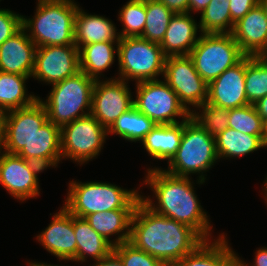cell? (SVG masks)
<instances>
[{
	"label": "cell",
	"mask_w": 267,
	"mask_h": 266,
	"mask_svg": "<svg viewBox=\"0 0 267 266\" xmlns=\"http://www.w3.org/2000/svg\"><path fill=\"white\" fill-rule=\"evenodd\" d=\"M203 241L190 226L155 213L142 200L137 204L129 242L165 266H174Z\"/></svg>",
	"instance_id": "cell-1"
},
{
	"label": "cell",
	"mask_w": 267,
	"mask_h": 266,
	"mask_svg": "<svg viewBox=\"0 0 267 266\" xmlns=\"http://www.w3.org/2000/svg\"><path fill=\"white\" fill-rule=\"evenodd\" d=\"M147 172L145 184L150 185L158 202L154 204L149 196H141V200L155 213L184 223L204 240H210L212 227L190 177L175 176L160 168H150Z\"/></svg>",
	"instance_id": "cell-2"
},
{
	"label": "cell",
	"mask_w": 267,
	"mask_h": 266,
	"mask_svg": "<svg viewBox=\"0 0 267 266\" xmlns=\"http://www.w3.org/2000/svg\"><path fill=\"white\" fill-rule=\"evenodd\" d=\"M74 0H38L32 19L22 16V28L37 47L75 45L78 5ZM28 30V31H27Z\"/></svg>",
	"instance_id": "cell-3"
},
{
	"label": "cell",
	"mask_w": 267,
	"mask_h": 266,
	"mask_svg": "<svg viewBox=\"0 0 267 266\" xmlns=\"http://www.w3.org/2000/svg\"><path fill=\"white\" fill-rule=\"evenodd\" d=\"M68 190L63 207L79 218L114 209H135L141 200V195L137 190L128 191L104 182L71 181Z\"/></svg>",
	"instance_id": "cell-4"
},
{
	"label": "cell",
	"mask_w": 267,
	"mask_h": 266,
	"mask_svg": "<svg viewBox=\"0 0 267 266\" xmlns=\"http://www.w3.org/2000/svg\"><path fill=\"white\" fill-rule=\"evenodd\" d=\"M95 81L79 71L52 85L53 88L46 101L38 98L46 109L48 120L61 128L76 119L89 115Z\"/></svg>",
	"instance_id": "cell-5"
},
{
	"label": "cell",
	"mask_w": 267,
	"mask_h": 266,
	"mask_svg": "<svg viewBox=\"0 0 267 266\" xmlns=\"http://www.w3.org/2000/svg\"><path fill=\"white\" fill-rule=\"evenodd\" d=\"M215 137L204 130L190 117L184 121L183 135L176 154L168 162L166 172L189 177L191 173H199L198 183L205 182L204 172L208 171L218 160ZM201 172V173H200Z\"/></svg>",
	"instance_id": "cell-6"
},
{
	"label": "cell",
	"mask_w": 267,
	"mask_h": 266,
	"mask_svg": "<svg viewBox=\"0 0 267 266\" xmlns=\"http://www.w3.org/2000/svg\"><path fill=\"white\" fill-rule=\"evenodd\" d=\"M118 79H134L136 83L157 80L164 73L166 56L160 44L153 43L141 37L119 38L118 44Z\"/></svg>",
	"instance_id": "cell-7"
},
{
	"label": "cell",
	"mask_w": 267,
	"mask_h": 266,
	"mask_svg": "<svg viewBox=\"0 0 267 266\" xmlns=\"http://www.w3.org/2000/svg\"><path fill=\"white\" fill-rule=\"evenodd\" d=\"M189 56L198 74L209 84L246 55L231 33H201Z\"/></svg>",
	"instance_id": "cell-8"
},
{
	"label": "cell",
	"mask_w": 267,
	"mask_h": 266,
	"mask_svg": "<svg viewBox=\"0 0 267 266\" xmlns=\"http://www.w3.org/2000/svg\"><path fill=\"white\" fill-rule=\"evenodd\" d=\"M134 107L156 124L179 123L191 117V112L179 101L178 95L162 80H150L136 83Z\"/></svg>",
	"instance_id": "cell-9"
},
{
	"label": "cell",
	"mask_w": 267,
	"mask_h": 266,
	"mask_svg": "<svg viewBox=\"0 0 267 266\" xmlns=\"http://www.w3.org/2000/svg\"><path fill=\"white\" fill-rule=\"evenodd\" d=\"M60 135L62 159L84 164L99 155L108 130L89 114L62 126Z\"/></svg>",
	"instance_id": "cell-10"
},
{
	"label": "cell",
	"mask_w": 267,
	"mask_h": 266,
	"mask_svg": "<svg viewBox=\"0 0 267 266\" xmlns=\"http://www.w3.org/2000/svg\"><path fill=\"white\" fill-rule=\"evenodd\" d=\"M162 77L188 111L192 112L189 105L199 107L207 102L208 84L196 71L189 55L166 57Z\"/></svg>",
	"instance_id": "cell-11"
},
{
	"label": "cell",
	"mask_w": 267,
	"mask_h": 266,
	"mask_svg": "<svg viewBox=\"0 0 267 266\" xmlns=\"http://www.w3.org/2000/svg\"><path fill=\"white\" fill-rule=\"evenodd\" d=\"M131 92L125 80L115 77L109 80H96L91 102V112L107 130L126 111L134 106Z\"/></svg>",
	"instance_id": "cell-12"
},
{
	"label": "cell",
	"mask_w": 267,
	"mask_h": 266,
	"mask_svg": "<svg viewBox=\"0 0 267 266\" xmlns=\"http://www.w3.org/2000/svg\"><path fill=\"white\" fill-rule=\"evenodd\" d=\"M44 170L40 165L17 154L0 150V184L22 202L40 194L37 174Z\"/></svg>",
	"instance_id": "cell-13"
},
{
	"label": "cell",
	"mask_w": 267,
	"mask_h": 266,
	"mask_svg": "<svg viewBox=\"0 0 267 266\" xmlns=\"http://www.w3.org/2000/svg\"><path fill=\"white\" fill-rule=\"evenodd\" d=\"M76 45L37 47L33 78L54 85L79 72Z\"/></svg>",
	"instance_id": "cell-14"
},
{
	"label": "cell",
	"mask_w": 267,
	"mask_h": 266,
	"mask_svg": "<svg viewBox=\"0 0 267 266\" xmlns=\"http://www.w3.org/2000/svg\"><path fill=\"white\" fill-rule=\"evenodd\" d=\"M47 120L46 109L39 99L30 106L8 111L3 151L18 154Z\"/></svg>",
	"instance_id": "cell-15"
},
{
	"label": "cell",
	"mask_w": 267,
	"mask_h": 266,
	"mask_svg": "<svg viewBox=\"0 0 267 266\" xmlns=\"http://www.w3.org/2000/svg\"><path fill=\"white\" fill-rule=\"evenodd\" d=\"M246 56L235 66L226 69L208 84L209 103L225 109L249 104L245 89Z\"/></svg>",
	"instance_id": "cell-16"
},
{
	"label": "cell",
	"mask_w": 267,
	"mask_h": 266,
	"mask_svg": "<svg viewBox=\"0 0 267 266\" xmlns=\"http://www.w3.org/2000/svg\"><path fill=\"white\" fill-rule=\"evenodd\" d=\"M52 218L49 226L37 236V240L59 260H72L77 253L73 215L63 207Z\"/></svg>",
	"instance_id": "cell-17"
},
{
	"label": "cell",
	"mask_w": 267,
	"mask_h": 266,
	"mask_svg": "<svg viewBox=\"0 0 267 266\" xmlns=\"http://www.w3.org/2000/svg\"><path fill=\"white\" fill-rule=\"evenodd\" d=\"M231 34L246 56H260L267 49V16L260 4L234 24Z\"/></svg>",
	"instance_id": "cell-18"
},
{
	"label": "cell",
	"mask_w": 267,
	"mask_h": 266,
	"mask_svg": "<svg viewBox=\"0 0 267 266\" xmlns=\"http://www.w3.org/2000/svg\"><path fill=\"white\" fill-rule=\"evenodd\" d=\"M37 46L21 28L0 45V71L32 76Z\"/></svg>",
	"instance_id": "cell-19"
},
{
	"label": "cell",
	"mask_w": 267,
	"mask_h": 266,
	"mask_svg": "<svg viewBox=\"0 0 267 266\" xmlns=\"http://www.w3.org/2000/svg\"><path fill=\"white\" fill-rule=\"evenodd\" d=\"M17 155L44 169L56 167L62 159L60 127L47 120Z\"/></svg>",
	"instance_id": "cell-20"
},
{
	"label": "cell",
	"mask_w": 267,
	"mask_h": 266,
	"mask_svg": "<svg viewBox=\"0 0 267 266\" xmlns=\"http://www.w3.org/2000/svg\"><path fill=\"white\" fill-rule=\"evenodd\" d=\"M198 26L189 12L175 13L160 44L163 54L166 57L189 55L200 38L197 37Z\"/></svg>",
	"instance_id": "cell-21"
},
{
	"label": "cell",
	"mask_w": 267,
	"mask_h": 266,
	"mask_svg": "<svg viewBox=\"0 0 267 266\" xmlns=\"http://www.w3.org/2000/svg\"><path fill=\"white\" fill-rule=\"evenodd\" d=\"M116 31L115 25L109 19L88 14L78 7L74 26L75 45L78 49L92 43L118 42L120 37Z\"/></svg>",
	"instance_id": "cell-22"
},
{
	"label": "cell",
	"mask_w": 267,
	"mask_h": 266,
	"mask_svg": "<svg viewBox=\"0 0 267 266\" xmlns=\"http://www.w3.org/2000/svg\"><path fill=\"white\" fill-rule=\"evenodd\" d=\"M222 234L212 243L204 240L174 266H234L239 257Z\"/></svg>",
	"instance_id": "cell-23"
},
{
	"label": "cell",
	"mask_w": 267,
	"mask_h": 266,
	"mask_svg": "<svg viewBox=\"0 0 267 266\" xmlns=\"http://www.w3.org/2000/svg\"><path fill=\"white\" fill-rule=\"evenodd\" d=\"M134 210L114 209L107 212L89 214L84 219L90 224L92 229L114 247L129 241ZM117 234L118 237L115 240H110L109 236Z\"/></svg>",
	"instance_id": "cell-24"
},
{
	"label": "cell",
	"mask_w": 267,
	"mask_h": 266,
	"mask_svg": "<svg viewBox=\"0 0 267 266\" xmlns=\"http://www.w3.org/2000/svg\"><path fill=\"white\" fill-rule=\"evenodd\" d=\"M184 121L175 124H157L141 141L147 153L159 160H168L176 154L183 135Z\"/></svg>",
	"instance_id": "cell-25"
},
{
	"label": "cell",
	"mask_w": 267,
	"mask_h": 266,
	"mask_svg": "<svg viewBox=\"0 0 267 266\" xmlns=\"http://www.w3.org/2000/svg\"><path fill=\"white\" fill-rule=\"evenodd\" d=\"M73 228L77 242V253L71 261L85 262L88 256L99 261L113 250V246L92 229L84 218L73 216Z\"/></svg>",
	"instance_id": "cell-26"
},
{
	"label": "cell",
	"mask_w": 267,
	"mask_h": 266,
	"mask_svg": "<svg viewBox=\"0 0 267 266\" xmlns=\"http://www.w3.org/2000/svg\"><path fill=\"white\" fill-rule=\"evenodd\" d=\"M115 43L118 44V42H100L81 46L79 48L80 71L99 80L101 73L107 70L115 60V51L118 52V49L115 50Z\"/></svg>",
	"instance_id": "cell-27"
},
{
	"label": "cell",
	"mask_w": 267,
	"mask_h": 266,
	"mask_svg": "<svg viewBox=\"0 0 267 266\" xmlns=\"http://www.w3.org/2000/svg\"><path fill=\"white\" fill-rule=\"evenodd\" d=\"M263 135H249L227 128L215 136L218 158H233L246 155L263 148Z\"/></svg>",
	"instance_id": "cell-28"
},
{
	"label": "cell",
	"mask_w": 267,
	"mask_h": 266,
	"mask_svg": "<svg viewBox=\"0 0 267 266\" xmlns=\"http://www.w3.org/2000/svg\"><path fill=\"white\" fill-rule=\"evenodd\" d=\"M24 76L0 71V107L7 111L32 105L39 97L28 95Z\"/></svg>",
	"instance_id": "cell-29"
},
{
	"label": "cell",
	"mask_w": 267,
	"mask_h": 266,
	"mask_svg": "<svg viewBox=\"0 0 267 266\" xmlns=\"http://www.w3.org/2000/svg\"><path fill=\"white\" fill-rule=\"evenodd\" d=\"M157 124L134 106L123 113L108 129L127 141H142Z\"/></svg>",
	"instance_id": "cell-30"
},
{
	"label": "cell",
	"mask_w": 267,
	"mask_h": 266,
	"mask_svg": "<svg viewBox=\"0 0 267 266\" xmlns=\"http://www.w3.org/2000/svg\"><path fill=\"white\" fill-rule=\"evenodd\" d=\"M234 24L231 20L230 1L211 0L201 12L199 28L202 33H231Z\"/></svg>",
	"instance_id": "cell-31"
},
{
	"label": "cell",
	"mask_w": 267,
	"mask_h": 266,
	"mask_svg": "<svg viewBox=\"0 0 267 266\" xmlns=\"http://www.w3.org/2000/svg\"><path fill=\"white\" fill-rule=\"evenodd\" d=\"M173 15L159 0H146V22L141 38L161 44Z\"/></svg>",
	"instance_id": "cell-32"
},
{
	"label": "cell",
	"mask_w": 267,
	"mask_h": 266,
	"mask_svg": "<svg viewBox=\"0 0 267 266\" xmlns=\"http://www.w3.org/2000/svg\"><path fill=\"white\" fill-rule=\"evenodd\" d=\"M245 89L252 105L267 95V62L260 56H246Z\"/></svg>",
	"instance_id": "cell-33"
},
{
	"label": "cell",
	"mask_w": 267,
	"mask_h": 266,
	"mask_svg": "<svg viewBox=\"0 0 267 266\" xmlns=\"http://www.w3.org/2000/svg\"><path fill=\"white\" fill-rule=\"evenodd\" d=\"M119 12V21L123 23L119 37H141L146 22V0H129Z\"/></svg>",
	"instance_id": "cell-34"
},
{
	"label": "cell",
	"mask_w": 267,
	"mask_h": 266,
	"mask_svg": "<svg viewBox=\"0 0 267 266\" xmlns=\"http://www.w3.org/2000/svg\"><path fill=\"white\" fill-rule=\"evenodd\" d=\"M197 108L202 109L201 114L194 110L191 112V117L213 137L228 128L229 109L214 105L208 101Z\"/></svg>",
	"instance_id": "cell-35"
},
{
	"label": "cell",
	"mask_w": 267,
	"mask_h": 266,
	"mask_svg": "<svg viewBox=\"0 0 267 266\" xmlns=\"http://www.w3.org/2000/svg\"><path fill=\"white\" fill-rule=\"evenodd\" d=\"M264 122L254 105L229 109L228 128L249 135H263Z\"/></svg>",
	"instance_id": "cell-36"
},
{
	"label": "cell",
	"mask_w": 267,
	"mask_h": 266,
	"mask_svg": "<svg viewBox=\"0 0 267 266\" xmlns=\"http://www.w3.org/2000/svg\"><path fill=\"white\" fill-rule=\"evenodd\" d=\"M124 266H165L160 260L135 247L129 241L113 247Z\"/></svg>",
	"instance_id": "cell-37"
},
{
	"label": "cell",
	"mask_w": 267,
	"mask_h": 266,
	"mask_svg": "<svg viewBox=\"0 0 267 266\" xmlns=\"http://www.w3.org/2000/svg\"><path fill=\"white\" fill-rule=\"evenodd\" d=\"M22 16L9 9H0V45L22 28Z\"/></svg>",
	"instance_id": "cell-38"
},
{
	"label": "cell",
	"mask_w": 267,
	"mask_h": 266,
	"mask_svg": "<svg viewBox=\"0 0 267 266\" xmlns=\"http://www.w3.org/2000/svg\"><path fill=\"white\" fill-rule=\"evenodd\" d=\"M231 20L236 23L243 18L252 8L259 4V0H229Z\"/></svg>",
	"instance_id": "cell-39"
},
{
	"label": "cell",
	"mask_w": 267,
	"mask_h": 266,
	"mask_svg": "<svg viewBox=\"0 0 267 266\" xmlns=\"http://www.w3.org/2000/svg\"><path fill=\"white\" fill-rule=\"evenodd\" d=\"M168 9L175 13H188L189 0H159Z\"/></svg>",
	"instance_id": "cell-40"
},
{
	"label": "cell",
	"mask_w": 267,
	"mask_h": 266,
	"mask_svg": "<svg viewBox=\"0 0 267 266\" xmlns=\"http://www.w3.org/2000/svg\"><path fill=\"white\" fill-rule=\"evenodd\" d=\"M92 266H124L119 256L112 250L107 256Z\"/></svg>",
	"instance_id": "cell-41"
},
{
	"label": "cell",
	"mask_w": 267,
	"mask_h": 266,
	"mask_svg": "<svg viewBox=\"0 0 267 266\" xmlns=\"http://www.w3.org/2000/svg\"><path fill=\"white\" fill-rule=\"evenodd\" d=\"M256 256H255V261L252 266H267V247L260 248L257 250ZM238 260L244 265V266H249L247 263H245L243 260L238 258Z\"/></svg>",
	"instance_id": "cell-42"
},
{
	"label": "cell",
	"mask_w": 267,
	"mask_h": 266,
	"mask_svg": "<svg viewBox=\"0 0 267 266\" xmlns=\"http://www.w3.org/2000/svg\"><path fill=\"white\" fill-rule=\"evenodd\" d=\"M8 111L3 107H0V150H2L5 139V127Z\"/></svg>",
	"instance_id": "cell-43"
},
{
	"label": "cell",
	"mask_w": 267,
	"mask_h": 266,
	"mask_svg": "<svg viewBox=\"0 0 267 266\" xmlns=\"http://www.w3.org/2000/svg\"><path fill=\"white\" fill-rule=\"evenodd\" d=\"M253 105L262 120L264 121L267 119V95Z\"/></svg>",
	"instance_id": "cell-44"
},
{
	"label": "cell",
	"mask_w": 267,
	"mask_h": 266,
	"mask_svg": "<svg viewBox=\"0 0 267 266\" xmlns=\"http://www.w3.org/2000/svg\"><path fill=\"white\" fill-rule=\"evenodd\" d=\"M210 2L211 0H189V13L190 11L201 13Z\"/></svg>",
	"instance_id": "cell-45"
},
{
	"label": "cell",
	"mask_w": 267,
	"mask_h": 266,
	"mask_svg": "<svg viewBox=\"0 0 267 266\" xmlns=\"http://www.w3.org/2000/svg\"><path fill=\"white\" fill-rule=\"evenodd\" d=\"M263 122H264V127H263L262 142L265 148L267 147V119H265Z\"/></svg>",
	"instance_id": "cell-46"
},
{
	"label": "cell",
	"mask_w": 267,
	"mask_h": 266,
	"mask_svg": "<svg viewBox=\"0 0 267 266\" xmlns=\"http://www.w3.org/2000/svg\"><path fill=\"white\" fill-rule=\"evenodd\" d=\"M259 4L264 9V12L267 16V0H259Z\"/></svg>",
	"instance_id": "cell-47"
},
{
	"label": "cell",
	"mask_w": 267,
	"mask_h": 266,
	"mask_svg": "<svg viewBox=\"0 0 267 266\" xmlns=\"http://www.w3.org/2000/svg\"><path fill=\"white\" fill-rule=\"evenodd\" d=\"M263 190H265L264 191V194L266 195H264V197H265V200H266V204H267V177H266V180H265V182H264V189Z\"/></svg>",
	"instance_id": "cell-48"
},
{
	"label": "cell",
	"mask_w": 267,
	"mask_h": 266,
	"mask_svg": "<svg viewBox=\"0 0 267 266\" xmlns=\"http://www.w3.org/2000/svg\"><path fill=\"white\" fill-rule=\"evenodd\" d=\"M34 265L35 266H58V265H51V264H47V263H38V262H34Z\"/></svg>",
	"instance_id": "cell-49"
},
{
	"label": "cell",
	"mask_w": 267,
	"mask_h": 266,
	"mask_svg": "<svg viewBox=\"0 0 267 266\" xmlns=\"http://www.w3.org/2000/svg\"><path fill=\"white\" fill-rule=\"evenodd\" d=\"M267 62V49L260 55Z\"/></svg>",
	"instance_id": "cell-50"
},
{
	"label": "cell",
	"mask_w": 267,
	"mask_h": 266,
	"mask_svg": "<svg viewBox=\"0 0 267 266\" xmlns=\"http://www.w3.org/2000/svg\"><path fill=\"white\" fill-rule=\"evenodd\" d=\"M234 266H244V265L239 260H237Z\"/></svg>",
	"instance_id": "cell-51"
},
{
	"label": "cell",
	"mask_w": 267,
	"mask_h": 266,
	"mask_svg": "<svg viewBox=\"0 0 267 266\" xmlns=\"http://www.w3.org/2000/svg\"><path fill=\"white\" fill-rule=\"evenodd\" d=\"M29 264H30L29 266H35L33 262H30Z\"/></svg>",
	"instance_id": "cell-52"
}]
</instances>
